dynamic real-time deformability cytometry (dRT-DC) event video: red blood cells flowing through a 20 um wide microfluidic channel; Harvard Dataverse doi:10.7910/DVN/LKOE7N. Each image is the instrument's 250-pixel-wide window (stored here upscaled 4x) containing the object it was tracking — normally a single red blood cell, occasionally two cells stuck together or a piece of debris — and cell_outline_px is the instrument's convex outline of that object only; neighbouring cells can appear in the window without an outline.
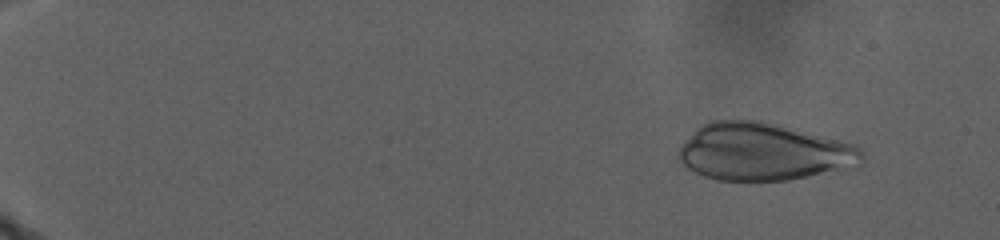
{"species": "human", "species_latin": "Homo sapiens", "temperature_condition": "warm", "stored_images_in_passage": 33, "camera_frame_rate_fps": 3000, "um_per_image_px": 0.085, "donor": {"sex": "male"}, "frame": {"image": 1, "passage_image": 9, "time_ms": 2.0, "image_size_px": [1000, 240], "cell_outline_px": [[864, 160], [856, 168], [788, 180], [716, 180], [704, 176], [688, 168], [680, 160], [680, 144], [696, 128], [712, 120], [760, 120], [856, 144], [864, 152]], "centroid_in_image_um": [64.95, 12.91], "position_along_channel_um": 20.0, "area_um2": 61.61}}